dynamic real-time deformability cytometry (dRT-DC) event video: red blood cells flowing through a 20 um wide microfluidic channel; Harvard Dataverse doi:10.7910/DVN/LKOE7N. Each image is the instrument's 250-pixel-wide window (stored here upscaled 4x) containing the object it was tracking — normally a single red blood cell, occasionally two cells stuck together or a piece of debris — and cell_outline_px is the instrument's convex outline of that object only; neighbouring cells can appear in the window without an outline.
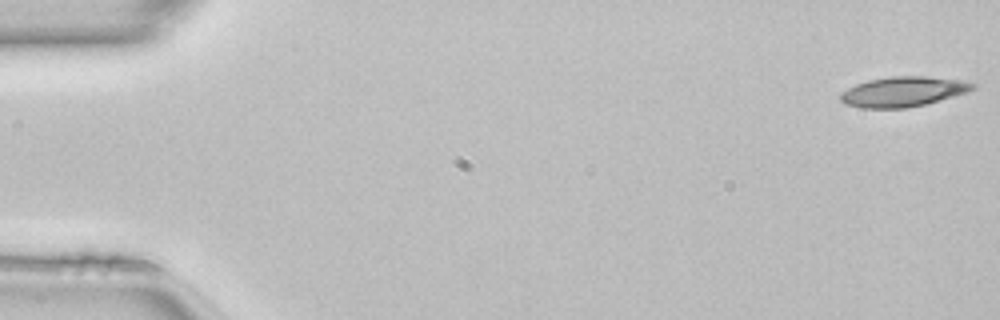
{"species": "common noctule bat (a hibernating species)", "species_latin": "Nyctalus noctula", "temperature_condition": "room temperature", "stored_images_in_passage": 50, "camera_frame_rate_fps": 3000, "um_per_image_px": 0.085, "animal": {"sex": "female", "body_mass_g": 22.7, "forearm_length_mm": 54.2}, "frame": {"image": 1, "passage_image": 1, "time_ms": 0.0, "image_size_px": [1000, 320], "cell_outline_px": [[976, 88], [968, 92], [924, 104], [904, 108], [864, 108], [844, 104], [840, 100], [840, 92], [856, 84], [868, 80], [888, 76], [924, 76], [960, 80], [976, 84]], "centroid_in_image_um": [76.73, 7.78], "position_along_channel_um": 8.3, "area_um2": 23.06}}
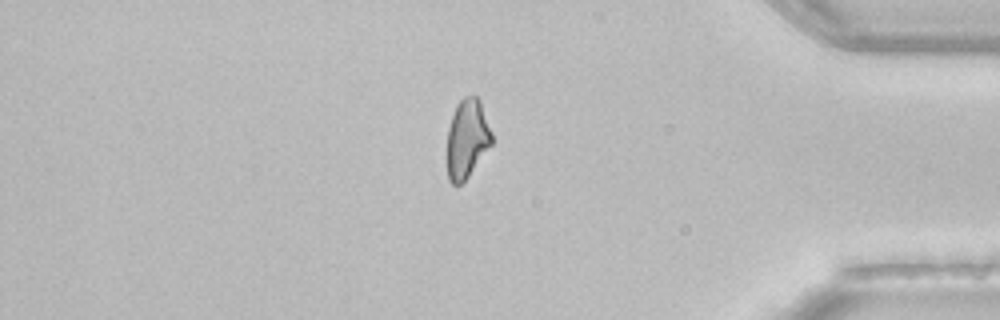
{"frame": {"image": 2, "passage_image": 42, "time_ms": 13.667, "image_size_px": [1000, 320], "cell_outline_px": [[492, 144], [468, 176], [460, 184], [452, 184], [448, 180], [444, 156], [448, 128], [456, 104], [464, 96], [476, 96], [480, 100], [492, 132]], "centroid_in_image_um": [39.65, 11.81], "position_along_channel_um": 395.6, "area_um2": 21.1}}
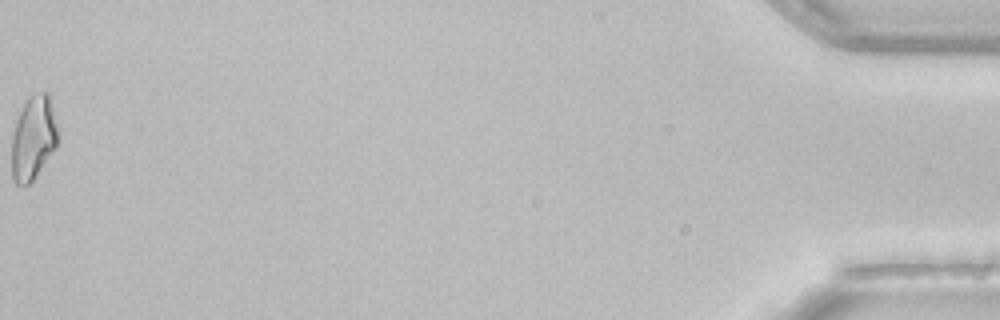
{"frame": {"image": 3, "passage_image": 50, "time_ms": 16.333, "image_size_px": [1000, 320], "cell_outline_px": [[60, 140], [56, 148], [32, 180], [28, 184], [16, 184], [12, 176], [12, 132], [16, 120], [24, 104], [36, 92], [48, 92], [52, 96]], "centroid_in_image_um": [2.88, 11.67], "position_along_channel_um": 432.3, "area_um2": 22.89}}